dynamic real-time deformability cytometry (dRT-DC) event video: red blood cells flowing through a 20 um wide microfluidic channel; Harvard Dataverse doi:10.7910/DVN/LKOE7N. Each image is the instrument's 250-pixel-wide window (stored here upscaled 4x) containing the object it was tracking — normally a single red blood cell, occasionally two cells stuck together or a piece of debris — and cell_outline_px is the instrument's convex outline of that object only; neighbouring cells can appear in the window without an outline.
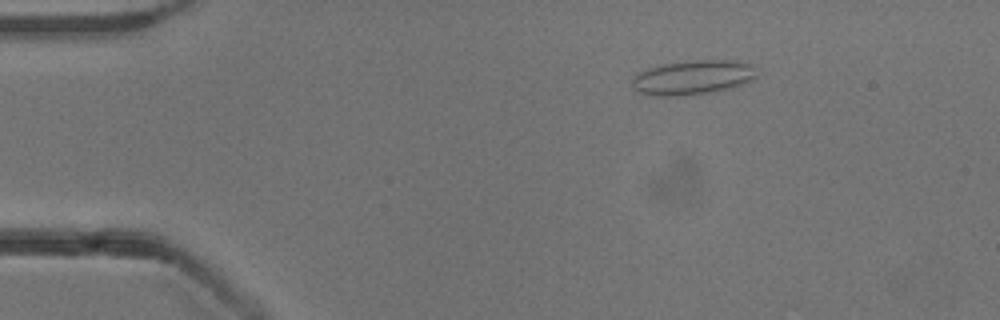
{"species": "common noctule bat (a hibernating species)", "species_latin": "Nyctalus noctula", "temperature_condition": "cold", "stored_images_in_passage": 5, "camera_frame_rate_fps": 3000, "um_per_image_px": 0.085, "animal": {"sex": "male", "body_mass_g": 13.3}, "frame": {"image": 1, "passage_image": 3, "time_ms": 2.333, "image_size_px": [1000, 320], "cell_outline_px": [[756, 76], [752, 80], [740, 84], [708, 92], [680, 96], [656, 96], [640, 92], [632, 84], [632, 76], [636, 72], [648, 68], [664, 64], [696, 60], [732, 60], [752, 64]], "centroid_in_image_um": [58.83, 6.57], "position_along_channel_um": 26.2, "area_um2": 24.57}}